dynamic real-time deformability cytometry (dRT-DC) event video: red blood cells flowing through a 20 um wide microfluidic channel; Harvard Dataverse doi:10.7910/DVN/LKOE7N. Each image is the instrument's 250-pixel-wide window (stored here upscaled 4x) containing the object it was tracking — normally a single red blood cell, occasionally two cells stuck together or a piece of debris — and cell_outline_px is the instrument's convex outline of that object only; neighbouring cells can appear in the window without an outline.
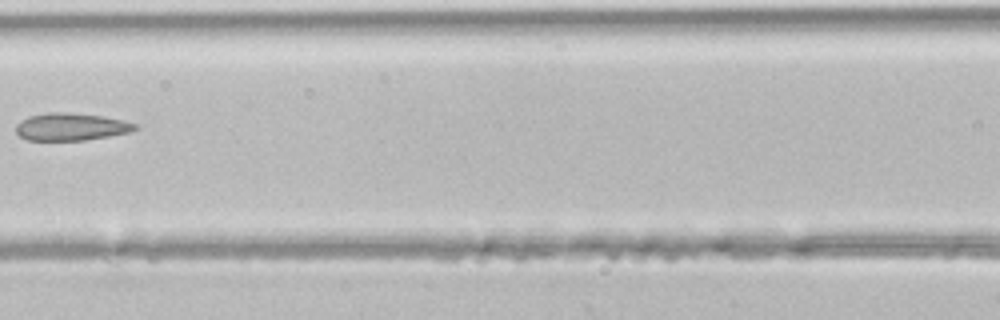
{"species": "common noctule bat (a hibernating species)", "species_latin": "Nyctalus noctula", "temperature_condition": "room temperature", "stored_images_in_passage": 4, "camera_frame_rate_fps": 3000, "um_per_image_px": 0.085, "animal": {"sex": "male", "body_mass_g": 21.5, "forearm_length_mm": 52.0}, "frame": {"image": 1, "passage_image": 4, "time_ms": 1.0, "image_size_px": [1000, 320], "cell_outline_px": [[140, 128], [128, 132], [108, 136], [84, 140], [28, 140], [20, 136], [16, 132], [16, 124], [20, 120], [28, 116], [48, 112], [68, 112], [104, 116], [124, 120], [140, 124]], "centroid_in_image_um": [6.06, 10.76], "position_along_channel_um": 160.5, "area_um2": 19.25}}